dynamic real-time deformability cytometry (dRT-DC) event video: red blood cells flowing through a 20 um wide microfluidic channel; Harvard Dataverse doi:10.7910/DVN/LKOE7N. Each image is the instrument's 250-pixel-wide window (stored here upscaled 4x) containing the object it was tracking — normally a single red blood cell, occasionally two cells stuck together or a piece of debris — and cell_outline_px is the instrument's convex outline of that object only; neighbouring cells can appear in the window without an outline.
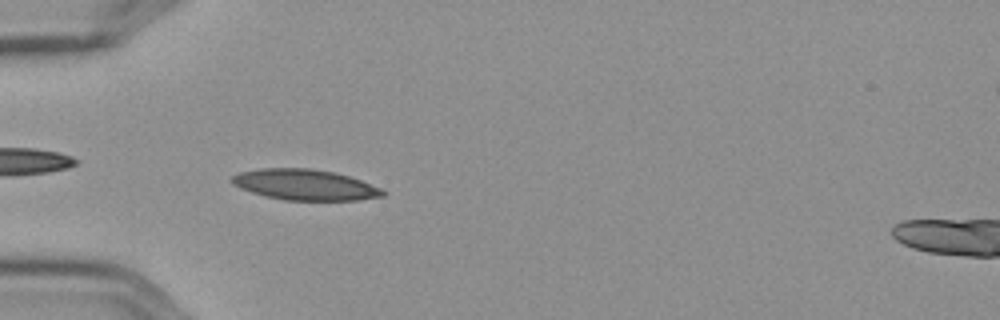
{"species": "Egyptian fruit bat (a non-hibernating species)", "species_latin": "Rousettus aegyptiacus", "temperature_condition": "cold", "stored_images_in_passage": 5, "camera_frame_rate_fps": 3000, "um_per_image_px": 0.085, "frame": {"image": 1, "passage_image": 5, "time_ms": 1.333, "image_size_px": [1000, 320], "cell_outline_px": [[388, 192], [384, 196], [356, 200], [284, 200], [264, 196], [240, 188], [232, 184], [228, 180], [232, 176], [240, 172], [260, 168], [308, 168], [332, 172], [348, 176], [360, 180], [380, 188]], "centroid_in_image_um": [25.88, 15.7], "position_along_channel_um": 59.1, "area_um2": 26.99}}